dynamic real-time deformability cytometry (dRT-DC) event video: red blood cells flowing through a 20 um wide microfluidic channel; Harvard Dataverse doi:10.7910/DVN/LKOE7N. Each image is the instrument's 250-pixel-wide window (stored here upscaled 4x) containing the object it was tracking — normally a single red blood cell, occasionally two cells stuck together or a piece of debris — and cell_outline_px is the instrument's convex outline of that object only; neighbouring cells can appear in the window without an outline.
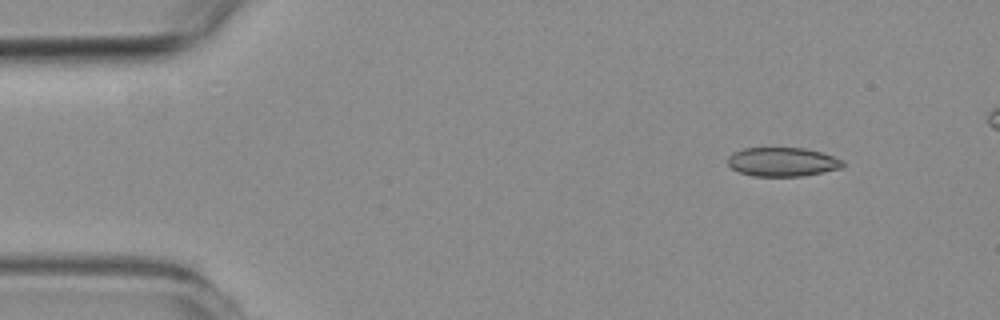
{"species": "common noctule bat (a hibernating species)", "species_latin": "Nyctalus noctula", "temperature_condition": "room temperature", "stored_images_in_passage": 52, "camera_frame_rate_fps": 3000, "um_per_image_px": 0.085, "animal": {"sex": "female", "body_mass_g": 19.3, "forearm_length_mm": 54.1}, "frame": {"image": 1, "passage_image": 5, "time_ms": 1.333, "image_size_px": [1000, 320], "cell_outline_px": [[844, 164], [840, 168], [800, 176], [752, 176], [740, 172], [732, 168], [728, 164], [728, 156], [732, 152], [744, 148], [804, 148], [820, 152], [844, 160]], "centroid_in_image_um": [66.47, 13.75], "position_along_channel_um": 18.5, "area_um2": 19.25}}
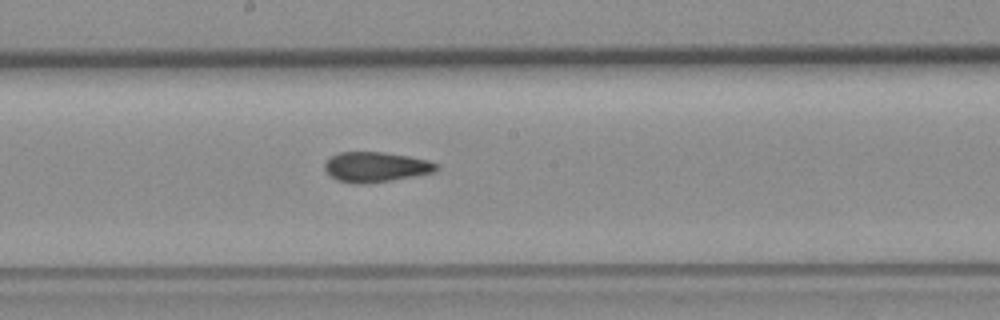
{"frame": {"image": 2, "passage_image": 29, "time_ms": 9.333, "image_size_px": [1000, 320], "cell_outline_px": [[440, 168], [436, 172], [368, 184], [352, 184], [336, 180], [324, 168], [324, 164], [332, 156], [340, 152], [380, 152], [408, 156], [428, 160], [436, 164]], "centroid_in_image_um": [31.95, 14.2], "position_along_channel_um": 216.2, "area_um2": 19.54}}
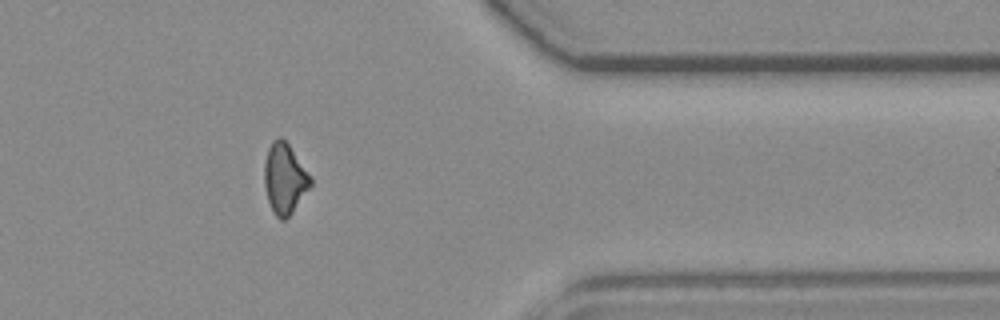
{"frame": {"image": 3, "passage_image": 45, "time_ms": 14.667, "image_size_px": [1000, 320], "cell_outline_px": [[312, 184], [292, 212], [284, 220], [280, 220], [276, 216], [268, 200], [264, 184], [264, 164], [268, 148], [272, 140], [280, 136], [288, 144], [312, 176]], "centroid_in_image_um": [24.2, 15.16], "position_along_channel_um": 387.2, "area_um2": 18.84}}